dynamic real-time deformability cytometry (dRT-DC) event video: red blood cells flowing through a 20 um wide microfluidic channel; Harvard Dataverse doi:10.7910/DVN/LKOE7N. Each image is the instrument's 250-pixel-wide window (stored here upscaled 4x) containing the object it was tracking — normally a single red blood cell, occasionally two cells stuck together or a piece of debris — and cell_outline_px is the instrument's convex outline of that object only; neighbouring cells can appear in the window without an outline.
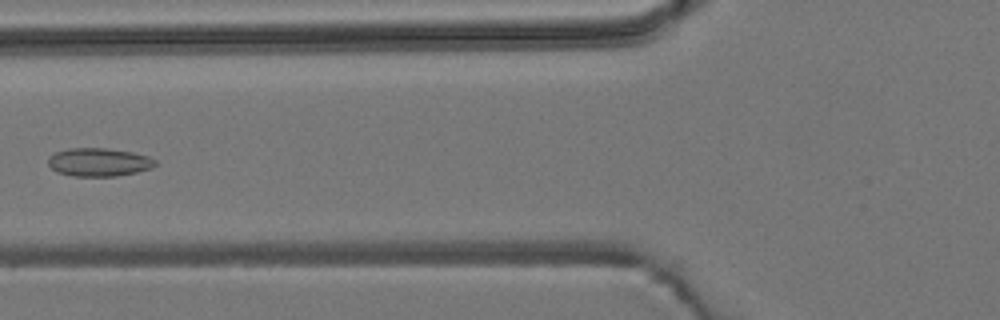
{"species": "common noctule bat (a hibernating species)", "species_latin": "Nyctalus noctula", "temperature_condition": "room temperature", "stored_images_in_passage": 6, "camera_frame_rate_fps": 3000, "um_per_image_px": 0.085, "animal": {"sex": "male", "body_mass_g": 19.2, "forearm_length_mm": 51.8}, "frame": {"image": 1, "passage_image": 6, "time_ms": 1.667, "image_size_px": [1000, 320], "cell_outline_px": [[156, 164], [152, 168], [136, 172], [116, 176], [72, 176], [56, 172], [48, 164], [48, 156], [56, 152], [68, 148], [108, 148], [132, 152], [148, 156], [156, 160]], "centroid_in_image_um": [8.39, 13.78], "position_along_channel_um": 117.4, "area_um2": 17.74}}